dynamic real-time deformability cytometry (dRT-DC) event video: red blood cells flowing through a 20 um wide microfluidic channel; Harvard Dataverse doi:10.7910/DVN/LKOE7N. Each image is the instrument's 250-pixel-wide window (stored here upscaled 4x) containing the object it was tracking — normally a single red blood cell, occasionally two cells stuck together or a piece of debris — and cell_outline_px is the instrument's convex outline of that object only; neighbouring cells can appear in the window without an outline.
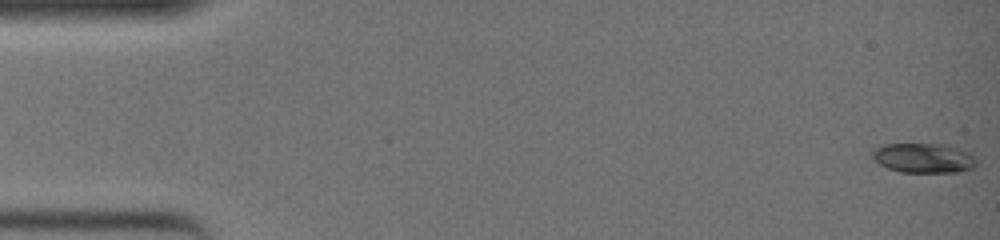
{"species": "common noctule bat (a hibernating species)", "species_latin": "Nyctalus noctula", "temperature_condition": "warm", "stored_images_in_passage": 51, "camera_frame_rate_fps": 3000, "um_per_image_px": 0.085, "animal": {"sex": "female", "body_mass_g": 19.0, "forearm_length_mm": 51.5}, "frame": {"image": 1, "passage_image": 1, "time_ms": 0.0, "image_size_px": [1000, 240], "cell_outline_px": [[976, 164], [972, 168], [956, 172], [900, 172], [888, 168], [880, 164], [872, 156], [872, 152], [876, 148], [888, 144], [932, 144], [964, 152], [972, 156], [976, 160]], "centroid_in_image_um": [78.43, 13.46], "position_along_channel_um": 6.6, "area_um2": 17.17}}
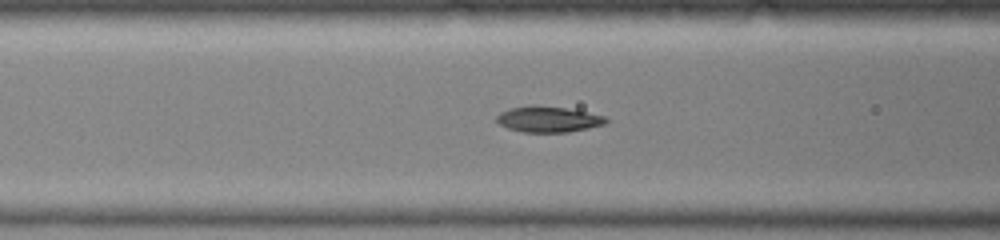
{"frame": {"image": 2, "passage_image": 22, "time_ms": 7.0, "image_size_px": [1000, 240], "cell_outline_px": [[608, 120], [604, 124], [588, 128], [568, 132], [524, 132], [508, 128], [500, 124], [496, 120], [496, 116], [500, 112], [512, 108], [564, 108], [604, 116]], "centroid_in_image_um": [46.61, 10.19], "position_along_channel_um": 120.0, "area_um2": 15.49}}
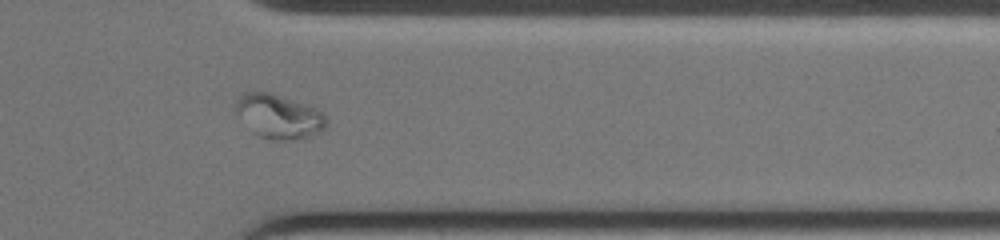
{"frame": {"image": 3, "passage_image": 43, "time_ms": 14.0, "image_size_px": [1000, 240], "cell_outline_px": [[328, 124], [320, 132], [296, 140], [276, 140], [260, 136], [252, 132], [236, 112], [236, 100], [244, 92], [268, 92], [308, 104], [324, 112], [328, 120]], "centroid_in_image_um": [23.75, 9.89], "position_along_channel_um": 387.7, "area_um2": 23.35}}